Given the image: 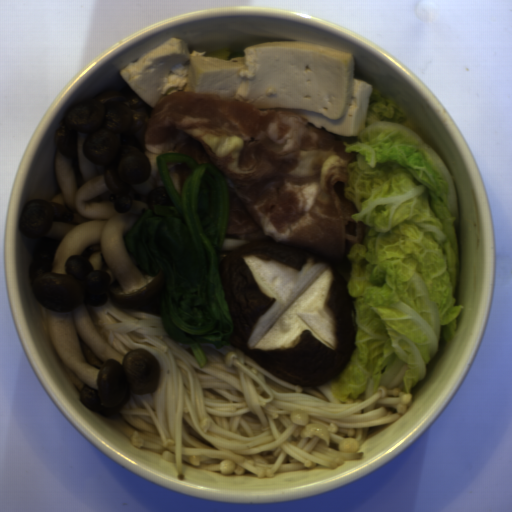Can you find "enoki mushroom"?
<instances>
[{"instance_id":"obj_1","label":"enoki mushroom","mask_w":512,"mask_h":512,"mask_svg":"<svg viewBox=\"0 0 512 512\" xmlns=\"http://www.w3.org/2000/svg\"><path fill=\"white\" fill-rule=\"evenodd\" d=\"M163 289L135 309L88 305L92 325L123 356L144 348L161 369L155 390L130 391L109 421L134 447L159 452L184 480L183 463L222 475L273 478L283 472L361 459L370 429L395 423L411 392L385 385L371 397L337 399L330 381L298 385L252 360L232 343L190 346L166 333Z\"/></svg>"}]
</instances>
